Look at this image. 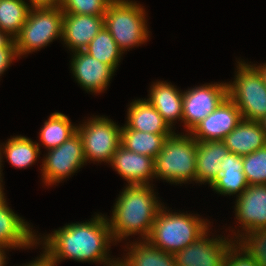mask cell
Returning a JSON list of instances; mask_svg holds the SVG:
<instances>
[{
  "instance_id": "cell-1",
  "label": "cell",
  "mask_w": 266,
  "mask_h": 266,
  "mask_svg": "<svg viewBox=\"0 0 266 266\" xmlns=\"http://www.w3.org/2000/svg\"><path fill=\"white\" fill-rule=\"evenodd\" d=\"M44 237V253L54 262L62 259L92 261L111 266L116 262L107 256L112 241L107 217L97 214L92 220L68 224Z\"/></svg>"
},
{
  "instance_id": "cell-2",
  "label": "cell",
  "mask_w": 266,
  "mask_h": 266,
  "mask_svg": "<svg viewBox=\"0 0 266 266\" xmlns=\"http://www.w3.org/2000/svg\"><path fill=\"white\" fill-rule=\"evenodd\" d=\"M150 185H128L119 195L108 219L112 239L121 241L140 233L146 240L162 204Z\"/></svg>"
},
{
  "instance_id": "cell-3",
  "label": "cell",
  "mask_w": 266,
  "mask_h": 266,
  "mask_svg": "<svg viewBox=\"0 0 266 266\" xmlns=\"http://www.w3.org/2000/svg\"><path fill=\"white\" fill-rule=\"evenodd\" d=\"M162 206L146 241L153 247L175 254L193 243L209 227L204 219L184 213L167 212Z\"/></svg>"
},
{
  "instance_id": "cell-4",
  "label": "cell",
  "mask_w": 266,
  "mask_h": 266,
  "mask_svg": "<svg viewBox=\"0 0 266 266\" xmlns=\"http://www.w3.org/2000/svg\"><path fill=\"white\" fill-rule=\"evenodd\" d=\"M197 140L188 132L180 135L173 131L154 159L155 177L169 183L196 182Z\"/></svg>"
},
{
  "instance_id": "cell-5",
  "label": "cell",
  "mask_w": 266,
  "mask_h": 266,
  "mask_svg": "<svg viewBox=\"0 0 266 266\" xmlns=\"http://www.w3.org/2000/svg\"><path fill=\"white\" fill-rule=\"evenodd\" d=\"M145 16L144 8L136 2L112 0L108 4L104 14V26L122 53L147 42L149 31Z\"/></svg>"
},
{
  "instance_id": "cell-6",
  "label": "cell",
  "mask_w": 266,
  "mask_h": 266,
  "mask_svg": "<svg viewBox=\"0 0 266 266\" xmlns=\"http://www.w3.org/2000/svg\"><path fill=\"white\" fill-rule=\"evenodd\" d=\"M239 63L233 83H227V95L241 112L242 119L260 121L266 116V85L255 65Z\"/></svg>"
},
{
  "instance_id": "cell-7",
  "label": "cell",
  "mask_w": 266,
  "mask_h": 266,
  "mask_svg": "<svg viewBox=\"0 0 266 266\" xmlns=\"http://www.w3.org/2000/svg\"><path fill=\"white\" fill-rule=\"evenodd\" d=\"M63 11L58 8L30 9L25 24L14 39L17 55L37 51L62 37Z\"/></svg>"
},
{
  "instance_id": "cell-8",
  "label": "cell",
  "mask_w": 266,
  "mask_h": 266,
  "mask_svg": "<svg viewBox=\"0 0 266 266\" xmlns=\"http://www.w3.org/2000/svg\"><path fill=\"white\" fill-rule=\"evenodd\" d=\"M85 123L77 126V132L82 138L86 162L110 163L121 145L122 128L103 116L93 117Z\"/></svg>"
},
{
  "instance_id": "cell-9",
  "label": "cell",
  "mask_w": 266,
  "mask_h": 266,
  "mask_svg": "<svg viewBox=\"0 0 266 266\" xmlns=\"http://www.w3.org/2000/svg\"><path fill=\"white\" fill-rule=\"evenodd\" d=\"M43 182L51 185L62 181L84 165L85 154L82 138L78 132L60 146L50 149L43 159Z\"/></svg>"
},
{
  "instance_id": "cell-10",
  "label": "cell",
  "mask_w": 266,
  "mask_h": 266,
  "mask_svg": "<svg viewBox=\"0 0 266 266\" xmlns=\"http://www.w3.org/2000/svg\"><path fill=\"white\" fill-rule=\"evenodd\" d=\"M227 96V83L207 84L184 91L182 122L189 133Z\"/></svg>"
},
{
  "instance_id": "cell-11",
  "label": "cell",
  "mask_w": 266,
  "mask_h": 266,
  "mask_svg": "<svg viewBox=\"0 0 266 266\" xmlns=\"http://www.w3.org/2000/svg\"><path fill=\"white\" fill-rule=\"evenodd\" d=\"M207 235L208 229L193 243L173 254L176 266H224L235 241H228V237L209 239Z\"/></svg>"
},
{
  "instance_id": "cell-12",
  "label": "cell",
  "mask_w": 266,
  "mask_h": 266,
  "mask_svg": "<svg viewBox=\"0 0 266 266\" xmlns=\"http://www.w3.org/2000/svg\"><path fill=\"white\" fill-rule=\"evenodd\" d=\"M241 121V112L227 96L190 133L197 141L223 140Z\"/></svg>"
},
{
  "instance_id": "cell-13",
  "label": "cell",
  "mask_w": 266,
  "mask_h": 266,
  "mask_svg": "<svg viewBox=\"0 0 266 266\" xmlns=\"http://www.w3.org/2000/svg\"><path fill=\"white\" fill-rule=\"evenodd\" d=\"M71 70L76 81L87 92L100 93L106 90L110 79L114 74V69L84 50L73 52Z\"/></svg>"
},
{
  "instance_id": "cell-14",
  "label": "cell",
  "mask_w": 266,
  "mask_h": 266,
  "mask_svg": "<svg viewBox=\"0 0 266 266\" xmlns=\"http://www.w3.org/2000/svg\"><path fill=\"white\" fill-rule=\"evenodd\" d=\"M235 205V216L245 233L266 228V184L248 185Z\"/></svg>"
},
{
  "instance_id": "cell-15",
  "label": "cell",
  "mask_w": 266,
  "mask_h": 266,
  "mask_svg": "<svg viewBox=\"0 0 266 266\" xmlns=\"http://www.w3.org/2000/svg\"><path fill=\"white\" fill-rule=\"evenodd\" d=\"M103 27L104 15L63 13L61 39L71 51H82Z\"/></svg>"
},
{
  "instance_id": "cell-16",
  "label": "cell",
  "mask_w": 266,
  "mask_h": 266,
  "mask_svg": "<svg viewBox=\"0 0 266 266\" xmlns=\"http://www.w3.org/2000/svg\"><path fill=\"white\" fill-rule=\"evenodd\" d=\"M115 171L127 180L128 185H149L154 178V158L132 152L122 145L110 162Z\"/></svg>"
},
{
  "instance_id": "cell-17",
  "label": "cell",
  "mask_w": 266,
  "mask_h": 266,
  "mask_svg": "<svg viewBox=\"0 0 266 266\" xmlns=\"http://www.w3.org/2000/svg\"><path fill=\"white\" fill-rule=\"evenodd\" d=\"M30 225L8 207L6 201L0 203V245L8 248H29L39 244Z\"/></svg>"
},
{
  "instance_id": "cell-18",
  "label": "cell",
  "mask_w": 266,
  "mask_h": 266,
  "mask_svg": "<svg viewBox=\"0 0 266 266\" xmlns=\"http://www.w3.org/2000/svg\"><path fill=\"white\" fill-rule=\"evenodd\" d=\"M209 184L219 194L238 193L237 196H240L249 185L243 172L242 157L231 152L225 155L220 170Z\"/></svg>"
},
{
  "instance_id": "cell-19",
  "label": "cell",
  "mask_w": 266,
  "mask_h": 266,
  "mask_svg": "<svg viewBox=\"0 0 266 266\" xmlns=\"http://www.w3.org/2000/svg\"><path fill=\"white\" fill-rule=\"evenodd\" d=\"M223 141L231 153L241 157L266 146V137L260 122L243 119Z\"/></svg>"
},
{
  "instance_id": "cell-20",
  "label": "cell",
  "mask_w": 266,
  "mask_h": 266,
  "mask_svg": "<svg viewBox=\"0 0 266 266\" xmlns=\"http://www.w3.org/2000/svg\"><path fill=\"white\" fill-rule=\"evenodd\" d=\"M153 84L147 100L172 129L174 121L182 120L183 92L180 93V91H177L178 89L166 81H158Z\"/></svg>"
},
{
  "instance_id": "cell-21",
  "label": "cell",
  "mask_w": 266,
  "mask_h": 266,
  "mask_svg": "<svg viewBox=\"0 0 266 266\" xmlns=\"http://www.w3.org/2000/svg\"><path fill=\"white\" fill-rule=\"evenodd\" d=\"M129 129L161 135H171L172 129L160 113L146 99H138L130 104L127 112Z\"/></svg>"
},
{
  "instance_id": "cell-22",
  "label": "cell",
  "mask_w": 266,
  "mask_h": 266,
  "mask_svg": "<svg viewBox=\"0 0 266 266\" xmlns=\"http://www.w3.org/2000/svg\"><path fill=\"white\" fill-rule=\"evenodd\" d=\"M229 153L223 140L197 141L196 181L209 184L220 170L224 156Z\"/></svg>"
},
{
  "instance_id": "cell-23",
  "label": "cell",
  "mask_w": 266,
  "mask_h": 266,
  "mask_svg": "<svg viewBox=\"0 0 266 266\" xmlns=\"http://www.w3.org/2000/svg\"><path fill=\"white\" fill-rule=\"evenodd\" d=\"M123 266H176L174 255L153 247L146 240L130 244Z\"/></svg>"
},
{
  "instance_id": "cell-24",
  "label": "cell",
  "mask_w": 266,
  "mask_h": 266,
  "mask_svg": "<svg viewBox=\"0 0 266 266\" xmlns=\"http://www.w3.org/2000/svg\"><path fill=\"white\" fill-rule=\"evenodd\" d=\"M121 145L138 154L156 158L163 148L164 142L170 135H161L121 127Z\"/></svg>"
},
{
  "instance_id": "cell-25",
  "label": "cell",
  "mask_w": 266,
  "mask_h": 266,
  "mask_svg": "<svg viewBox=\"0 0 266 266\" xmlns=\"http://www.w3.org/2000/svg\"><path fill=\"white\" fill-rule=\"evenodd\" d=\"M77 132V126H73L69 118L55 112L44 122L40 131V140L48 150L60 146Z\"/></svg>"
},
{
  "instance_id": "cell-26",
  "label": "cell",
  "mask_w": 266,
  "mask_h": 266,
  "mask_svg": "<svg viewBox=\"0 0 266 266\" xmlns=\"http://www.w3.org/2000/svg\"><path fill=\"white\" fill-rule=\"evenodd\" d=\"M30 11L24 0H0V30L13 40L19 35Z\"/></svg>"
},
{
  "instance_id": "cell-27",
  "label": "cell",
  "mask_w": 266,
  "mask_h": 266,
  "mask_svg": "<svg viewBox=\"0 0 266 266\" xmlns=\"http://www.w3.org/2000/svg\"><path fill=\"white\" fill-rule=\"evenodd\" d=\"M39 144L25 136H16L9 139L2 149L7 160L19 169L32 165L40 154Z\"/></svg>"
},
{
  "instance_id": "cell-28",
  "label": "cell",
  "mask_w": 266,
  "mask_h": 266,
  "mask_svg": "<svg viewBox=\"0 0 266 266\" xmlns=\"http://www.w3.org/2000/svg\"><path fill=\"white\" fill-rule=\"evenodd\" d=\"M84 51L100 62L117 69L123 54L105 26L98 32Z\"/></svg>"
},
{
  "instance_id": "cell-29",
  "label": "cell",
  "mask_w": 266,
  "mask_h": 266,
  "mask_svg": "<svg viewBox=\"0 0 266 266\" xmlns=\"http://www.w3.org/2000/svg\"><path fill=\"white\" fill-rule=\"evenodd\" d=\"M236 238L239 239V243L237 240L235 244H239L238 246L251 256L258 266H266V228L239 233Z\"/></svg>"
},
{
  "instance_id": "cell-30",
  "label": "cell",
  "mask_w": 266,
  "mask_h": 266,
  "mask_svg": "<svg viewBox=\"0 0 266 266\" xmlns=\"http://www.w3.org/2000/svg\"><path fill=\"white\" fill-rule=\"evenodd\" d=\"M249 185L266 184V146L242 157Z\"/></svg>"
},
{
  "instance_id": "cell-31",
  "label": "cell",
  "mask_w": 266,
  "mask_h": 266,
  "mask_svg": "<svg viewBox=\"0 0 266 266\" xmlns=\"http://www.w3.org/2000/svg\"><path fill=\"white\" fill-rule=\"evenodd\" d=\"M112 0H62L63 13L80 15H104Z\"/></svg>"
},
{
  "instance_id": "cell-32",
  "label": "cell",
  "mask_w": 266,
  "mask_h": 266,
  "mask_svg": "<svg viewBox=\"0 0 266 266\" xmlns=\"http://www.w3.org/2000/svg\"><path fill=\"white\" fill-rule=\"evenodd\" d=\"M224 266H258L238 244L230 247Z\"/></svg>"
},
{
  "instance_id": "cell-33",
  "label": "cell",
  "mask_w": 266,
  "mask_h": 266,
  "mask_svg": "<svg viewBox=\"0 0 266 266\" xmlns=\"http://www.w3.org/2000/svg\"><path fill=\"white\" fill-rule=\"evenodd\" d=\"M17 57L16 48H0V76Z\"/></svg>"
},
{
  "instance_id": "cell-34",
  "label": "cell",
  "mask_w": 266,
  "mask_h": 266,
  "mask_svg": "<svg viewBox=\"0 0 266 266\" xmlns=\"http://www.w3.org/2000/svg\"><path fill=\"white\" fill-rule=\"evenodd\" d=\"M29 8H58L61 7L62 0H30ZM31 6V7H30Z\"/></svg>"
},
{
  "instance_id": "cell-35",
  "label": "cell",
  "mask_w": 266,
  "mask_h": 266,
  "mask_svg": "<svg viewBox=\"0 0 266 266\" xmlns=\"http://www.w3.org/2000/svg\"><path fill=\"white\" fill-rule=\"evenodd\" d=\"M25 266H56V263H54L44 252L41 254L37 260L32 261L31 263L25 265Z\"/></svg>"
},
{
  "instance_id": "cell-36",
  "label": "cell",
  "mask_w": 266,
  "mask_h": 266,
  "mask_svg": "<svg viewBox=\"0 0 266 266\" xmlns=\"http://www.w3.org/2000/svg\"><path fill=\"white\" fill-rule=\"evenodd\" d=\"M0 48H16L15 41L0 30Z\"/></svg>"
},
{
  "instance_id": "cell-37",
  "label": "cell",
  "mask_w": 266,
  "mask_h": 266,
  "mask_svg": "<svg viewBox=\"0 0 266 266\" xmlns=\"http://www.w3.org/2000/svg\"><path fill=\"white\" fill-rule=\"evenodd\" d=\"M5 248L7 247L0 245V266H5L6 264Z\"/></svg>"
},
{
  "instance_id": "cell-38",
  "label": "cell",
  "mask_w": 266,
  "mask_h": 266,
  "mask_svg": "<svg viewBox=\"0 0 266 266\" xmlns=\"http://www.w3.org/2000/svg\"><path fill=\"white\" fill-rule=\"evenodd\" d=\"M261 74L263 81L266 85V64L255 67Z\"/></svg>"
},
{
  "instance_id": "cell-39",
  "label": "cell",
  "mask_w": 266,
  "mask_h": 266,
  "mask_svg": "<svg viewBox=\"0 0 266 266\" xmlns=\"http://www.w3.org/2000/svg\"><path fill=\"white\" fill-rule=\"evenodd\" d=\"M2 175H0V203H2V202H4V201H6L5 200V197H4V193H3V188H2V185H1V182H2V177H1Z\"/></svg>"
},
{
  "instance_id": "cell-40",
  "label": "cell",
  "mask_w": 266,
  "mask_h": 266,
  "mask_svg": "<svg viewBox=\"0 0 266 266\" xmlns=\"http://www.w3.org/2000/svg\"><path fill=\"white\" fill-rule=\"evenodd\" d=\"M260 125L264 131L265 137H266V116L264 118H262L260 121Z\"/></svg>"
},
{
  "instance_id": "cell-41",
  "label": "cell",
  "mask_w": 266,
  "mask_h": 266,
  "mask_svg": "<svg viewBox=\"0 0 266 266\" xmlns=\"http://www.w3.org/2000/svg\"><path fill=\"white\" fill-rule=\"evenodd\" d=\"M1 151H2V150H1V148H0V175H2V174H1V172H2V171H1V169H2V168H1V167H2V166H1V165H2V164H1V162H2V160H1V159H2Z\"/></svg>"
},
{
  "instance_id": "cell-42",
  "label": "cell",
  "mask_w": 266,
  "mask_h": 266,
  "mask_svg": "<svg viewBox=\"0 0 266 266\" xmlns=\"http://www.w3.org/2000/svg\"><path fill=\"white\" fill-rule=\"evenodd\" d=\"M117 261L114 263V264H112L111 266H123L119 261H118V259H116Z\"/></svg>"
}]
</instances>
